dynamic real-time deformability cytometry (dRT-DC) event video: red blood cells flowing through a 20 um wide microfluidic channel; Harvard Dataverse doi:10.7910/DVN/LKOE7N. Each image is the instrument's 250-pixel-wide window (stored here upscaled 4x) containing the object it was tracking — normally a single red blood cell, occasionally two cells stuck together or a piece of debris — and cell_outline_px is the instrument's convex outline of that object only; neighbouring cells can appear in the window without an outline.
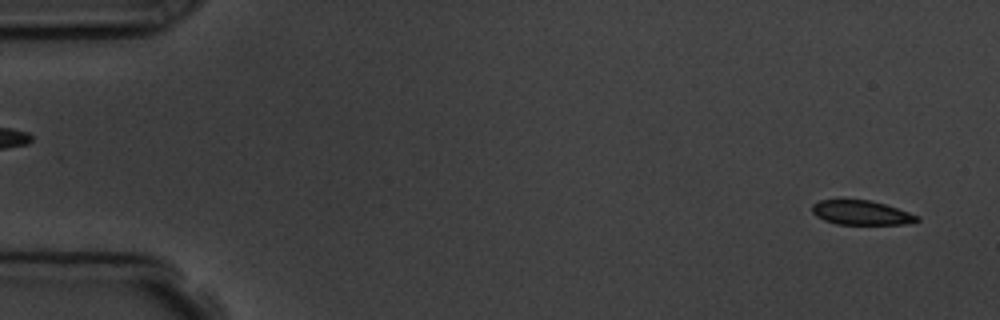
{"species": "common noctule bat (a hibernating species)", "species_latin": "Nyctalus noctula", "temperature_condition": "room temperature", "stored_images_in_passage": 4, "camera_frame_rate_fps": 3000, "um_per_image_px": 0.085, "animal": {"sex": "male", "body_mass_g": 19.5, "forearm_length_mm": 54.6}, "frame": {"image": 1, "passage_image": 4, "time_ms": 4.333, "image_size_px": [1000, 320], "cell_outline_px": [[920, 220], [904, 224], [836, 224], [824, 220], [816, 216], [812, 212], [812, 204], [820, 200], [868, 200], [884, 204], [920, 216]], "centroid_in_image_um": [73.19, 18.08], "position_along_channel_um": 11.8, "area_um2": 14.74}}